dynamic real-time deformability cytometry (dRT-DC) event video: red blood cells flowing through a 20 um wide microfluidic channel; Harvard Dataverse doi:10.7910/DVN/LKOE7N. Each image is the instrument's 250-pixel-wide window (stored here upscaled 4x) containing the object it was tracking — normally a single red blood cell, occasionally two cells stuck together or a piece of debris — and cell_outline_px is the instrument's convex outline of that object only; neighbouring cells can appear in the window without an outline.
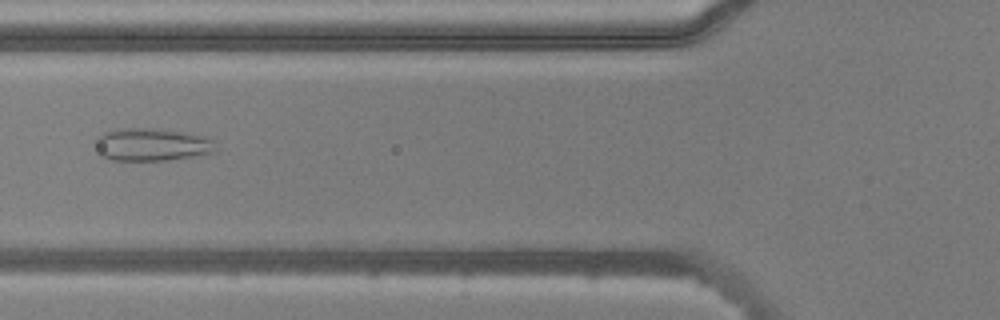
{"species": "common noctule bat (a hibernating species)", "species_latin": "Nyctalus noctula", "temperature_condition": "warm", "stored_images_in_passage": 6, "camera_frame_rate_fps": 3000, "um_per_image_px": 0.085, "animal": {"sex": "male", "body_mass_g": 20.5, "forearm_length_mm": 52.5}, "frame": {"image": 1, "passage_image": 5, "time_ms": 1.333, "image_size_px": [1000, 320], "cell_outline_px": [[216, 152], [168, 160], [112, 160], [100, 156], [92, 140], [96, 136], [104, 132], [124, 128], [156, 128], [204, 136], [216, 140]], "centroid_in_image_um": [12.86, 12.29], "position_along_channel_um": 112.9, "area_um2": 23.24}}